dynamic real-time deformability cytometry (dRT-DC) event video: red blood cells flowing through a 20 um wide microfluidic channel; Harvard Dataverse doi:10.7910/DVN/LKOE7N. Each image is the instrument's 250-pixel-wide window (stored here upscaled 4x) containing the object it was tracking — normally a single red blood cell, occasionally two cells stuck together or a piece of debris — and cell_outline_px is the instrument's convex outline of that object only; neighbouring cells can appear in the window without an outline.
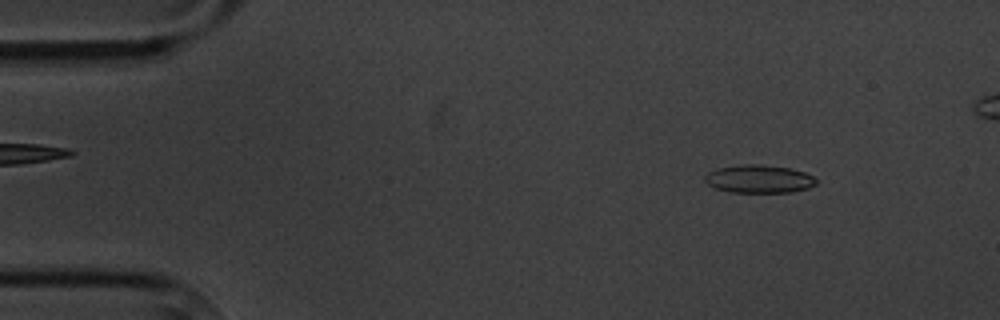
{"species": "common noctule bat (a hibernating species)", "species_latin": "Nyctalus noctula", "temperature_condition": "cold", "stored_images_in_passage": 5, "camera_frame_rate_fps": 3000, "um_per_image_px": 0.085, "animal": {"sex": "male", "body_mass_g": 20.1, "forearm_length_mm": 53.5}, "frame": {"image": 1, "passage_image": 1, "time_ms": 0.0, "image_size_px": [1000, 320], "cell_outline_px": [[820, 180], [816, 184], [808, 188], [792, 192], [732, 192], [716, 188], [708, 184], [704, 180], [704, 176], [708, 172], [716, 168], [740, 164], [760, 164], [792, 168], [804, 172]], "centroid_in_image_um": [64.53, 15.2], "position_along_channel_um": 20.5, "area_um2": 18.38}}